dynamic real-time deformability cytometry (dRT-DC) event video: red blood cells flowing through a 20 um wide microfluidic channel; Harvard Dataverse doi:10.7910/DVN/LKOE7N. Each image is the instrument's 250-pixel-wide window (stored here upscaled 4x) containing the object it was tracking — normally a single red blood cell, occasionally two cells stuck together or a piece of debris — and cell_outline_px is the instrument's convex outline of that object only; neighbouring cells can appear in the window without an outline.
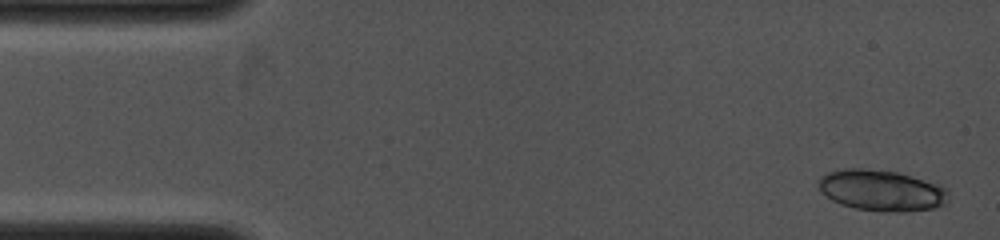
{"species": "common noctule bat (a hibernating species)", "species_latin": "Nyctalus noctula", "temperature_condition": "cold", "stored_images_in_passage": 4, "camera_frame_rate_fps": 4000, "um_per_image_px": 0.085, "animal": {"sex": "female", "body_mass_g": 19.0, "forearm_length_mm": 53.3}, "frame": {"image": 1, "passage_image": 1, "time_ms": 0.0, "image_size_px": [1000, 240], "cell_outline_px": [[948, 200], [944, 204], [936, 208], [904, 212], [880, 212], [856, 208], [840, 204], [832, 200], [820, 192], [820, 176], [828, 172], [844, 168], [864, 168], [896, 172], [912, 176], [940, 184], [948, 188]], "centroid_in_image_um": [74.96, 16.19], "position_along_channel_um": 10.0, "area_um2": 31.39}}